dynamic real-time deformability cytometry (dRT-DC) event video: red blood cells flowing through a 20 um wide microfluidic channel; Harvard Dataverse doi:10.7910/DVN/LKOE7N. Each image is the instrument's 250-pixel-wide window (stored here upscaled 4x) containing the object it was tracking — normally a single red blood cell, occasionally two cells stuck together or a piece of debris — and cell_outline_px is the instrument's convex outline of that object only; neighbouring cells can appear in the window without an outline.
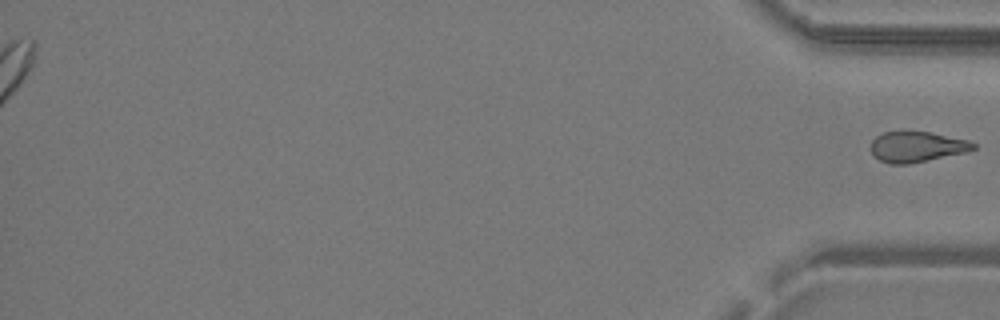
{"species": "common noctule bat (a hibernating species)", "species_latin": "Nyctalus noctula", "temperature_condition": "warm", "stored_images_in_passage": 34, "segment_of_instrument_passage": [2, 2], "camera_frame_rate_fps": 3000, "um_per_image_px": 0.085, "animal": {"sex": "male", "body_mass_g": 19.2, "forearm_length_mm": 51.8}, "frame": {"image": 1, "passage_image": 34, "time_ms": 11.0, "image_size_px": [1000, 320], "cell_outline_px": [[976, 148], [968, 152], [908, 164], [888, 164], [872, 156], [868, 148], [872, 140], [876, 136], [884, 132], [928, 132], [968, 140], [976, 144]], "centroid_in_image_um": [77.89, 12.49], "position_along_channel_um": 357.3, "area_um2": 18.38}}